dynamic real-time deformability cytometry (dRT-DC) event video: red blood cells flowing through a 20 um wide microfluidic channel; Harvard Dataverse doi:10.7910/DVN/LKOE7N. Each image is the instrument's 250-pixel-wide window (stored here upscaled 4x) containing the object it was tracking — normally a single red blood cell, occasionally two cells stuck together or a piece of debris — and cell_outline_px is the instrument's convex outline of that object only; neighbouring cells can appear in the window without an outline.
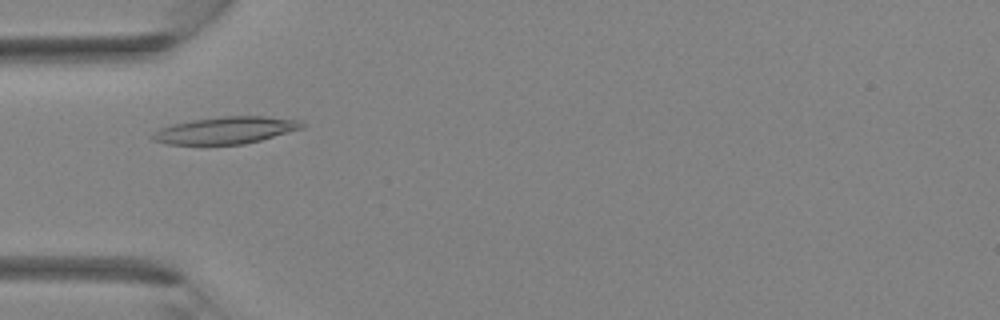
{"species": "Egyptian fruit bat (a non-hibernating species)", "species_latin": "Rousettus aegyptiacus", "temperature_condition": "room temperature", "stored_images_in_passage": 31, "camera_frame_rate_fps": 3000, "um_per_image_px": 0.085, "animal": {"sex": "female"}, "frame": {"image": 1, "passage_image": 6, "time_ms": 1.667, "image_size_px": [1000, 320], "cell_outline_px": [[304, 128], [260, 140], [244, 144], [168, 144], [156, 140], [148, 136], [160, 128], [172, 124], [192, 120], [224, 116], [264, 116], [300, 120], [304, 124]], "centroid_in_image_um": [19.2, 11.06], "position_along_channel_um": 65.8, "area_um2": 23.35}}
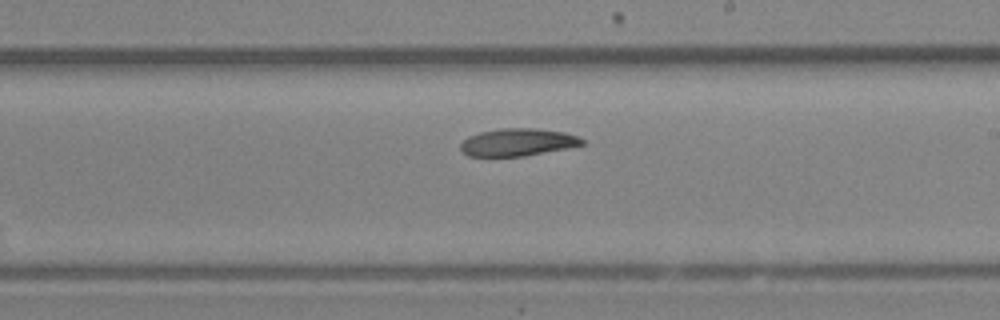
{"frame": {"image": 2, "passage_image": 16, "time_ms": 5.0, "image_size_px": [1000, 320], "cell_outline_px": [[584, 144], [524, 156], [468, 156], [460, 148], [460, 144], [468, 136], [480, 132], [500, 128], [532, 128], [564, 132], [576, 136], [584, 140]], "centroid_in_image_um": [43.96, 12.08], "position_along_channel_um": 245.0, "area_um2": 19.19}}
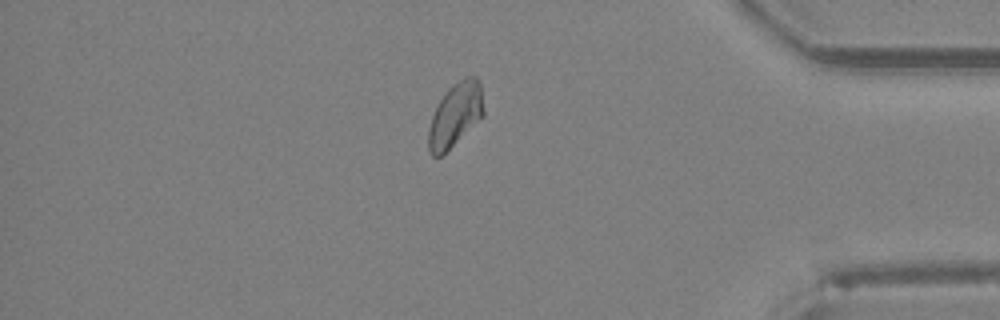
{"frame": {"image": 3, "passage_image": 26, "time_ms": 8.333, "image_size_px": [1000, 320], "cell_outline_px": [[484, 116], [440, 156], [432, 156], [428, 152], [428, 128], [432, 116], [440, 100], [448, 88], [452, 84], [464, 76], [476, 76], [480, 84], [484, 112]], "centroid_in_image_um": [38.69, 9.74], "position_along_channel_um": 396.5, "area_um2": 20.35}}